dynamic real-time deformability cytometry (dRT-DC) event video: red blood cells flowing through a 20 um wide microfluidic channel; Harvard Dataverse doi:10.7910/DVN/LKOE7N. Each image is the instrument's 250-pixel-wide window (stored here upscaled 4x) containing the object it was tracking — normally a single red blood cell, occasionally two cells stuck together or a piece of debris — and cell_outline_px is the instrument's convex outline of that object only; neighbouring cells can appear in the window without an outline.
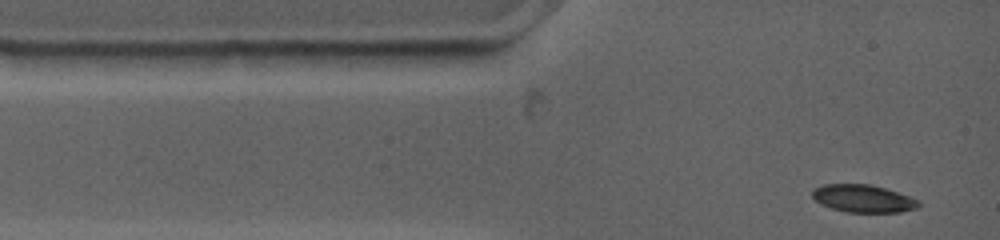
{"species": "common noctule bat (a hibernating species)", "species_latin": "Nyctalus noctula", "temperature_condition": "warm", "stored_images_in_passage": 6, "camera_frame_rate_fps": 4500, "um_per_image_px": 0.085, "animal": {"sex": "female", "body_mass_g": 19.0, "forearm_length_mm": 53.3}, "frame": {"image": 1, "passage_image": 1, "time_ms": 0.0, "image_size_px": [1000, 240], "cell_outline_px": [[920, 204], [916, 208], [900, 212], [848, 212], [832, 208], [820, 204], [812, 196], [812, 188], [824, 184], [868, 184], [884, 188], [920, 200]], "centroid_in_image_um": [73.34, 16.87], "position_along_channel_um": 11.7, "area_um2": 16.99}}
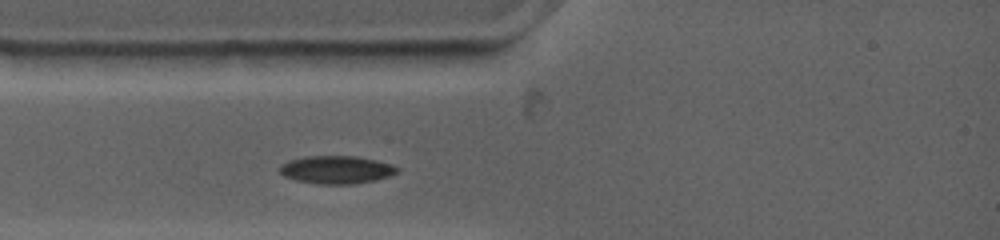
{"frame": {"image": 2, "passage_image": 4, "time_ms": 2.0, "image_size_px": [1000, 240], "cell_outline_px": [[400, 172], [376, 180], [352, 184], [320, 184], [296, 180], [284, 176], [280, 172], [280, 164], [288, 160], [304, 156], [356, 156], [376, 160], [392, 164], [400, 168]], "centroid_in_image_um": [28.61, 14.42], "position_along_channel_um": 56.4, "area_um2": 19.25}}
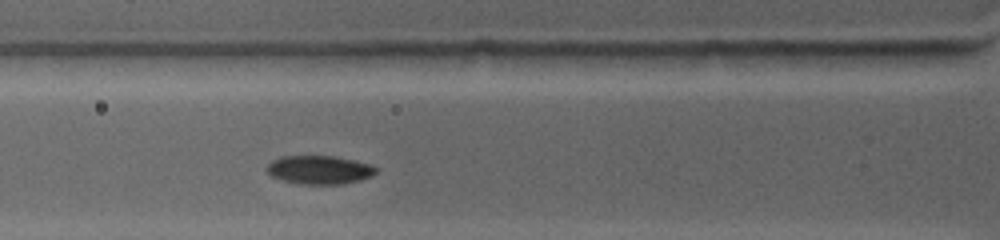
{"frame": {"image": 3, "passage_image": 6, "time_ms": 3.111, "image_size_px": [1000, 240], "cell_outline_px": [[380, 168], [372, 176], [360, 180], [344, 184], [300, 184], [284, 180], [272, 176], [264, 168], [272, 160], [280, 156], [336, 156], [356, 160], [372, 164]], "centroid_in_image_um": [27.19, 14.42], "position_along_channel_um": 98.6, "area_um2": 18.44}}